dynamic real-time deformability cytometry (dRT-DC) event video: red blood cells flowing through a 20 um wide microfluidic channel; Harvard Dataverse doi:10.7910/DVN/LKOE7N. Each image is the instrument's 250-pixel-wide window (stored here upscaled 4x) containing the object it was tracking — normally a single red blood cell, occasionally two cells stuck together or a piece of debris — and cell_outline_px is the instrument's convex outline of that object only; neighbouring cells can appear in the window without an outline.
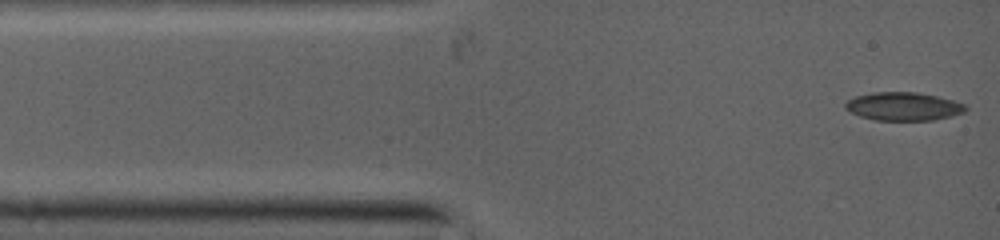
{"species": "common noctule bat (a hibernating species)", "species_latin": "Nyctalus noctula", "temperature_condition": "warm", "stored_images_in_passage": 45, "camera_frame_rate_fps": 5000, "um_per_image_px": 0.085, "animal": {"sex": "female", "body_mass_g": 19.0, "forearm_length_mm": 53.3}, "frame": {"image": 1, "passage_image": 1, "time_ms": 0.0, "image_size_px": [1000, 240], "cell_outline_px": [[968, 108], [964, 112], [952, 116], [932, 120], [876, 120], [860, 116], [844, 108], [844, 104], [848, 100], [856, 96], [872, 92], [916, 92], [936, 96], [952, 100], [964, 104]], "centroid_in_image_um": [76.78, 9.04], "position_along_channel_um": 8.2, "area_um2": 19.71}}
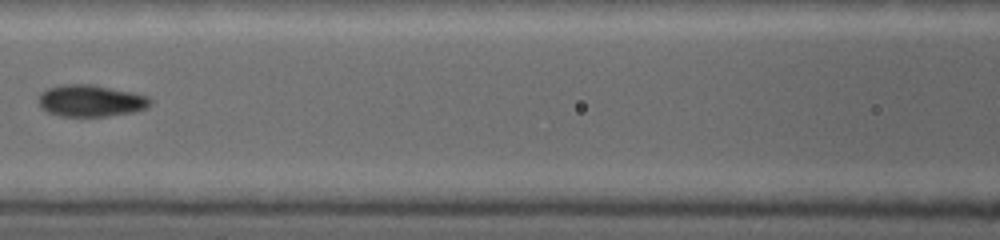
{"frame": {"image": 2, "passage_image": 20, "time_ms": 4.6, "image_size_px": [1000, 240], "cell_outline_px": [[148, 104], [144, 108], [104, 116], [60, 116], [48, 112], [40, 108], [40, 96], [48, 88], [64, 84], [88, 84], [128, 92], [144, 96], [148, 100]], "centroid_in_image_um": [7.58, 8.56], "position_along_channel_um": 159.0, "area_um2": 19.59}}
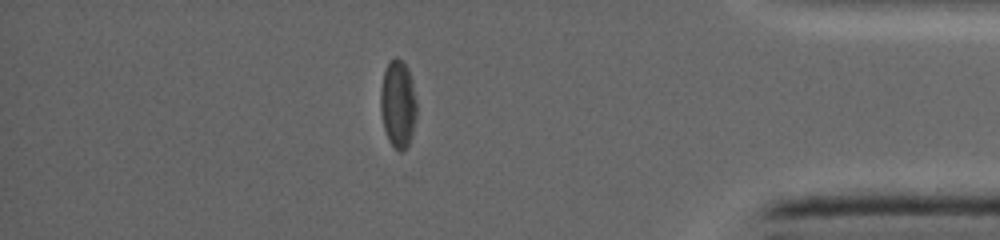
{"frame": {"image": 3, "passage_image": 39, "time_ms": 10.8, "image_size_px": [1000, 240], "cell_outline_px": [[416, 116], [412, 132], [408, 144], [400, 152], [392, 144], [384, 128], [380, 108], [380, 88], [384, 72], [388, 64], [396, 56], [408, 68], [416, 104]], "centroid_in_image_um": [33.81, 8.82], "position_along_channel_um": 401.4, "area_um2": 17.86}}